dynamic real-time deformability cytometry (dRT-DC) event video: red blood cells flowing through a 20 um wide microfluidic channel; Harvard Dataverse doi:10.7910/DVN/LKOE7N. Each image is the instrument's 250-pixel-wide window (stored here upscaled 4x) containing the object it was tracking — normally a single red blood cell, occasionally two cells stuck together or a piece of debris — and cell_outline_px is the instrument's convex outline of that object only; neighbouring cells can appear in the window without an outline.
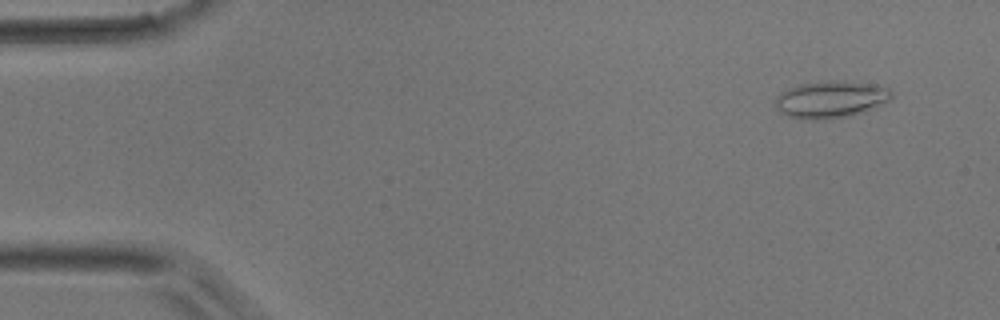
{"species": "common noctule bat (a hibernating species)", "species_latin": "Nyctalus noctula", "temperature_condition": "room temperature", "stored_images_in_passage": 48, "camera_frame_rate_fps": 3000, "um_per_image_px": 0.085, "animal": {"sex": "male", "body_mass_g": 17.9}, "frame": {"image": 1, "passage_image": 4, "time_ms": 1.0, "image_size_px": [1000, 320], "cell_outline_px": [[892, 96], [888, 100], [864, 112], [848, 116], [828, 120], [800, 120], [788, 116], [780, 112], [776, 108], [776, 96], [780, 92], [788, 88], [800, 84], [832, 80], [844, 80], [888, 88], [892, 92]], "centroid_in_image_um": [70.55, 8.47], "position_along_channel_um": 14.5, "area_um2": 25.14}}
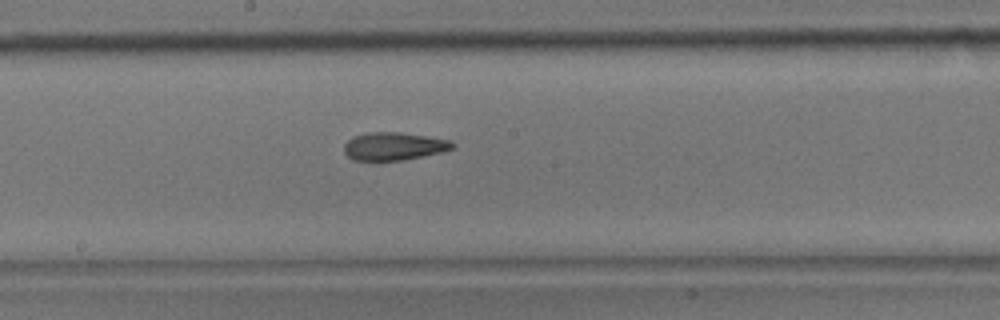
{"frame": {"image": 2, "passage_image": 26, "time_ms": 8.333, "image_size_px": [1000, 320], "cell_outline_px": [[456, 144], [452, 148], [440, 152], [424, 156], [404, 160], [352, 160], [344, 152], [344, 144], [352, 136], [368, 132], [400, 132], [428, 136], [452, 140]], "centroid_in_image_um": [33.48, 12.42], "position_along_channel_um": 214.7, "area_um2": 17.74}}
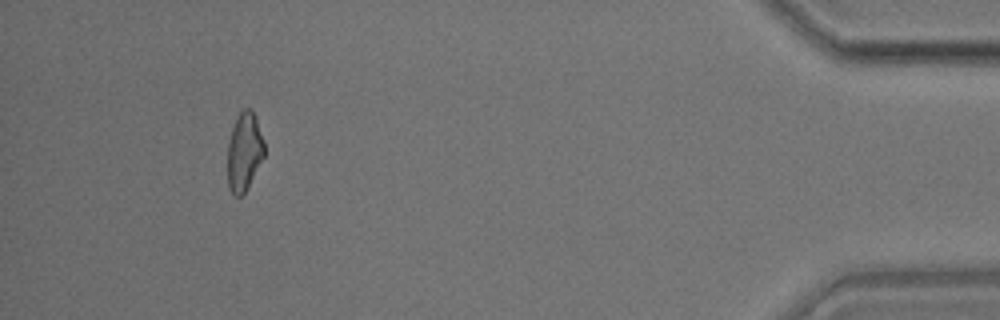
{"frame": {"image": 3, "passage_image": 45, "time_ms": 14.667, "image_size_px": [1000, 320], "cell_outline_px": [[264, 156], [244, 192], [240, 196], [236, 196], [228, 188], [228, 144], [232, 128], [236, 116], [244, 108], [252, 108], [256, 116], [264, 140]], "centroid_in_image_um": [20.76, 12.83], "position_along_channel_um": 414.4, "area_um2": 16.7}}